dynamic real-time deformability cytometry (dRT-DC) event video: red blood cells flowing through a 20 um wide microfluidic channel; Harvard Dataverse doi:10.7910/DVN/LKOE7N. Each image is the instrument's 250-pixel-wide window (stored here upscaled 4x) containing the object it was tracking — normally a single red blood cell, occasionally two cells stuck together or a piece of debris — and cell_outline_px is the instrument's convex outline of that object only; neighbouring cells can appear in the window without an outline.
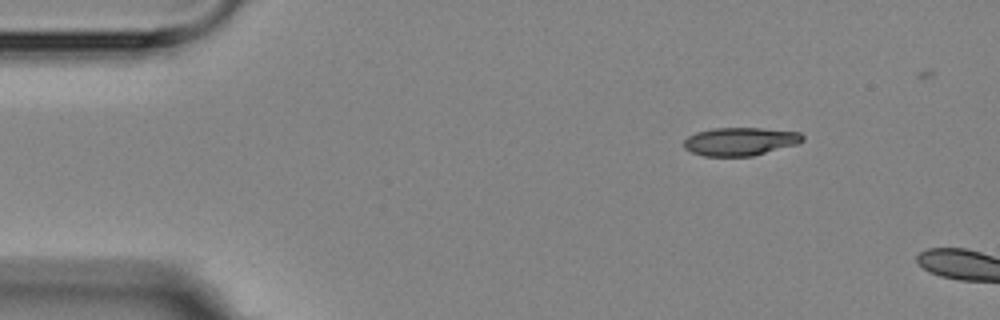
{"species": "Egyptian fruit bat (a non-hibernating species)", "species_latin": "Rousettus aegyptiacus", "temperature_condition": "room temperature", "stored_images_in_passage": 3, "camera_frame_rate_fps": 3000, "um_per_image_px": 0.085, "animal": {"sex": "female"}, "frame": {"image": 1, "passage_image": 1, "time_ms": 0.0, "image_size_px": [1000, 320], "cell_outline_px": [[804, 140], [796, 144], [752, 156], [704, 156], [692, 152], [684, 148], [684, 140], [688, 136], [696, 132], [712, 128], [760, 128], [800, 132], [804, 136]], "centroid_in_image_um": [62.9, 12.02], "position_along_channel_um": 22.1, "area_um2": 19.42}}